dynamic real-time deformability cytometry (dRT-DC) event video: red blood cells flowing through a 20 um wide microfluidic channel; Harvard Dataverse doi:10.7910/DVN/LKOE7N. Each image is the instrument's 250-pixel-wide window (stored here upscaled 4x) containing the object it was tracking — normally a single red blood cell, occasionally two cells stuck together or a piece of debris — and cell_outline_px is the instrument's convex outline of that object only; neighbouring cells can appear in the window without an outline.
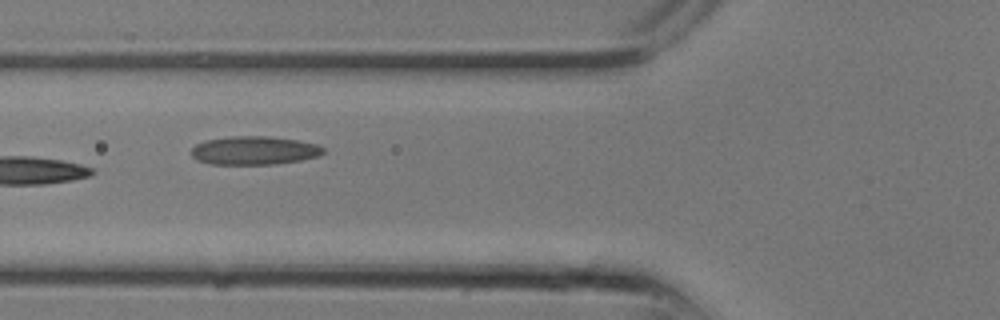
{"species": "common noctule bat (a hibernating species)", "species_latin": "Nyctalus noctula", "temperature_condition": "room temperature", "stored_images_in_passage": 14, "camera_frame_rate_fps": 3000, "um_per_image_px": 0.085, "animal": {"sex": "male", "body_mass_g": 13.3}, "frame": {"image": 1, "passage_image": 8, "time_ms": 2.333, "image_size_px": [1000, 320], "cell_outline_px": [[324, 152], [320, 156], [300, 160], [276, 164], [212, 164], [196, 160], [192, 156], [192, 148], [196, 144], [204, 140], [232, 136], [268, 136], [296, 140], [316, 144], [324, 148]], "centroid_in_image_um": [21.6, 12.79], "position_along_channel_um": 104.2, "area_um2": 21.91}}